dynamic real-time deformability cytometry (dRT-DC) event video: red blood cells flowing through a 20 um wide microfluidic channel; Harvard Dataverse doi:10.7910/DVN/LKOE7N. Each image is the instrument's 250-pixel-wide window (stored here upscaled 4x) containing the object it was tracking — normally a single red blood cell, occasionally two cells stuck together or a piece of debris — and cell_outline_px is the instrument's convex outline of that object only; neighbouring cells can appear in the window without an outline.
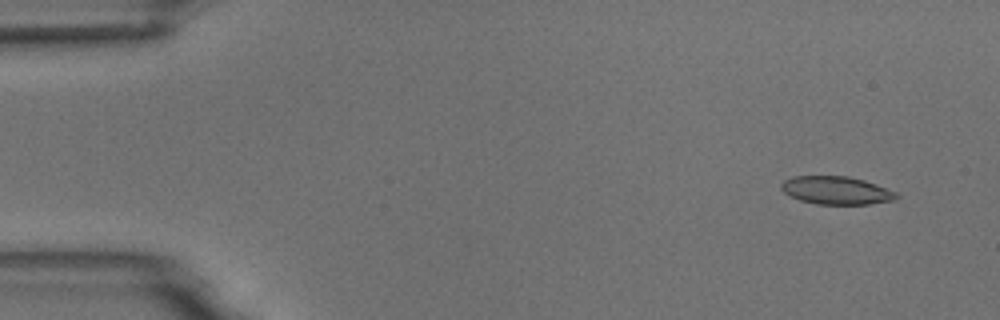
{"species": "common noctule bat (a hibernating species)", "species_latin": "Nyctalus noctula", "temperature_condition": "room temperature", "stored_images_in_passage": 6, "camera_frame_rate_fps": 3000, "um_per_image_px": 0.085, "animal": {"sex": "male", "body_mass_g": 18.8}, "frame": {"image": 1, "passage_image": 1, "time_ms": 0.0, "image_size_px": [1000, 320], "cell_outline_px": [[900, 196], [896, 200], [872, 204], [816, 204], [800, 200], [788, 196], [780, 188], [780, 184], [784, 180], [792, 176], [848, 176], [864, 180], [876, 184], [896, 192]], "centroid_in_image_um": [71.08, 16.18], "position_along_channel_um": 13.9, "area_um2": 19.02}}
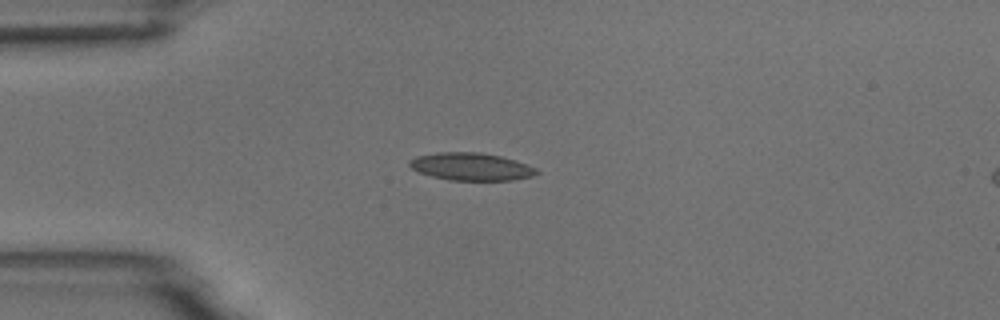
{"frame": {"image": 2, "passage_image": 4, "time_ms": 3.333, "image_size_px": [1000, 320], "cell_outline_px": [[540, 172], [532, 176], [512, 180], [448, 180], [416, 172], [408, 164], [408, 160], [416, 156], [436, 152], [480, 152], [500, 156], [516, 160], [536, 168]], "centroid_in_image_um": [40.01, 14.16], "position_along_channel_um": 45.0, "area_um2": 20.58}}
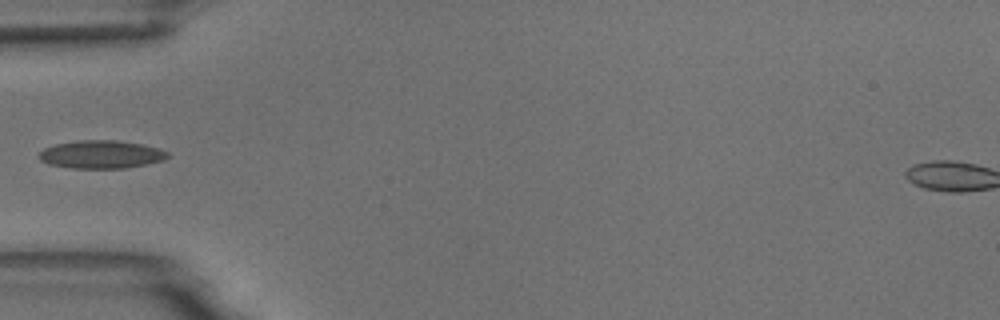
{"frame": {"image": 3, "passage_image": 5, "time_ms": 4.667, "image_size_px": [1000, 320], "cell_outline_px": [[172, 156], [164, 160], [148, 164], [124, 168], [72, 168], [48, 164], [40, 160], [40, 152], [44, 148], [56, 144], [76, 140], [116, 140], [140, 144], [160, 148], [168, 152]], "centroid_in_image_um": [8.64, 13.12], "position_along_channel_um": 76.4, "area_um2": 21.1}}